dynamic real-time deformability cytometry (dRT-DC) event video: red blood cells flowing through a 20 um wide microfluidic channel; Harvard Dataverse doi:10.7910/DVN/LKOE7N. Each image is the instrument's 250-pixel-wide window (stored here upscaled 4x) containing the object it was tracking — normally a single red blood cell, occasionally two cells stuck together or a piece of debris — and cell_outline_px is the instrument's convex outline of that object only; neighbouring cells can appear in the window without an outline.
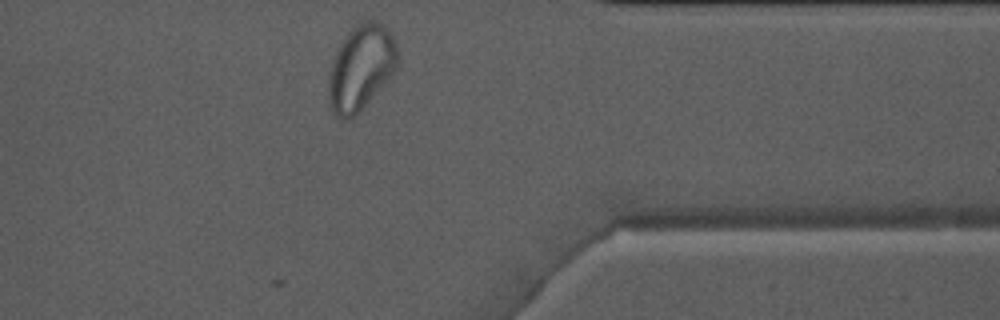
{"species": "Egyptian fruit bat (a non-hibernating species)", "species_latin": "Rousettus aegyptiacus", "temperature_condition": "warm", "stored_images_in_passage": 26, "camera_frame_rate_fps": 3000, "um_per_image_px": 0.085, "animal": {"sex": "male"}, "frame": {"image": 1, "passage_image": 26, "time_ms": 8.333, "image_size_px": [1000, 320], "cell_outline_px": [[400, 64], [396, 72], [364, 108], [356, 116], [348, 120], [340, 120], [332, 112], [328, 96], [328, 72], [336, 48], [344, 36], [356, 24], [368, 20], [372, 20], [384, 24], [388, 28], [396, 40], [400, 52]], "centroid_in_image_um": [30.72, 5.76], "position_along_channel_um": 380.7, "area_um2": 35.78}}